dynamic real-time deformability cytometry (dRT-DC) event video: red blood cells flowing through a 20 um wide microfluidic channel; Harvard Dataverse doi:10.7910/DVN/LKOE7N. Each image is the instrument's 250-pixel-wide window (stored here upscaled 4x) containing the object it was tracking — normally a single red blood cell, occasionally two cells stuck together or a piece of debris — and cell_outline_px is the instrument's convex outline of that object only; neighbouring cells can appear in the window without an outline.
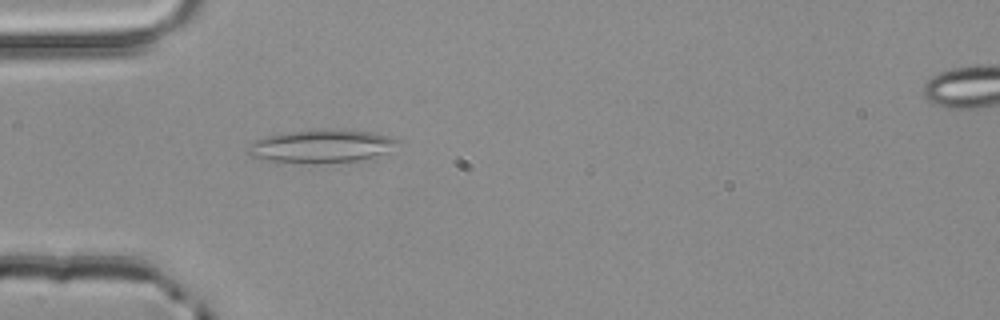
{"species": "common noctule bat (a hibernating species)", "species_latin": "Nyctalus noctula", "temperature_condition": "room temperature", "stored_images_in_passage": 5, "segment_of_instrument_passage": [1, 2], "camera_frame_rate_fps": 3000, "um_per_image_px": 0.085, "animal": {"sex": "male", "body_mass_g": 20.4}, "frame": {"image": 1, "passage_image": 4, "time_ms": 1.0, "image_size_px": [1000, 320], "cell_outline_px": [[400, 140], [388, 152], [356, 160], [312, 164], [304, 164], [268, 160], [248, 156], [248, 148], [256, 140], [264, 136], [280, 132], [372, 132], [392, 136]], "centroid_in_image_um": [27.26, 12.47], "position_along_channel_um": 57.7, "area_um2": 27.8}}